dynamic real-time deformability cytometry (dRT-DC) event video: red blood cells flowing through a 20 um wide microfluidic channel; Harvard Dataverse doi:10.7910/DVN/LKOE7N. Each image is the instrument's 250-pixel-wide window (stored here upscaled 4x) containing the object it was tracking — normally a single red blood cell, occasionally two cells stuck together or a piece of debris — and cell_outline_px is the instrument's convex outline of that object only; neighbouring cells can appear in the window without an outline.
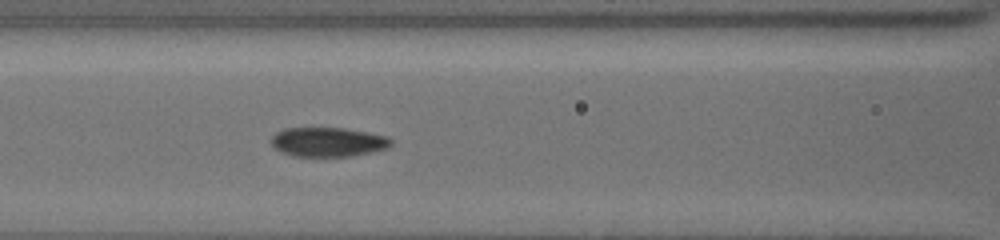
{"species": "common noctule bat (a hibernating species)", "species_latin": "Nyctalus noctula", "temperature_condition": "cold", "stored_images_in_passage": 38, "camera_frame_rate_fps": 3000, "um_per_image_px": 0.085, "animal": {"sex": "female", "body_mass_g": 19.5, "forearm_length_mm": 54.1}, "frame": {"image": 1, "passage_image": 9, "time_ms": 2.667, "image_size_px": [1000, 240], "cell_outline_px": [[392, 144], [388, 148], [372, 152], [352, 156], [292, 156], [280, 152], [272, 144], [272, 136], [276, 132], [284, 128], [344, 128], [368, 132], [388, 136], [392, 140]], "centroid_in_image_um": [27.9, 12.07], "position_along_channel_um": 138.7, "area_um2": 20.58}}
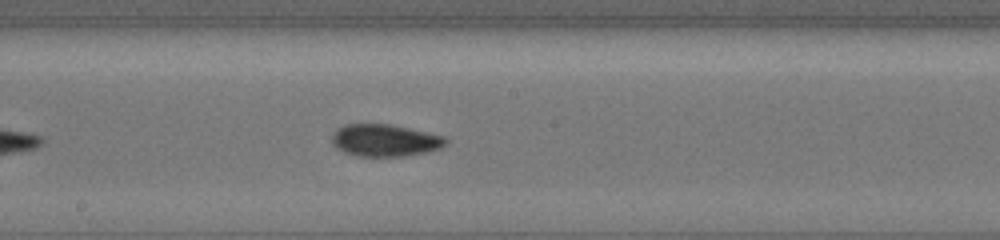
{"frame": {"image": 2, "passage_image": 21, "time_ms": 4.667, "image_size_px": [1000, 240], "cell_outline_px": [[448, 144], [440, 148], [428, 152], [404, 156], [356, 156], [344, 152], [336, 148], [332, 144], [332, 132], [344, 124], [392, 124], [444, 136], [448, 140]], "centroid_in_image_um": [32.71, 11.93], "position_along_channel_um": 215.5, "area_um2": 21.56}}
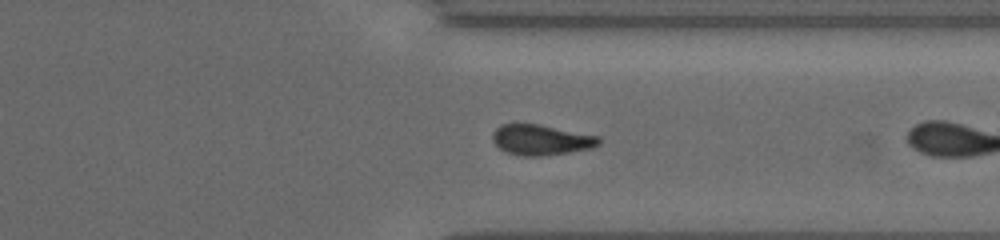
{"frame": {"image": 3, "passage_image": 37, "time_ms": 7.667, "image_size_px": [1000, 240], "cell_outline_px": [[600, 144], [592, 148], [568, 152], [540, 156], [524, 156], [508, 152], [500, 148], [492, 140], [492, 132], [500, 124], [536, 124], [600, 136]], "centroid_in_image_um": [45.99, 11.88], "position_along_channel_um": 365.4, "area_um2": 18.67}}